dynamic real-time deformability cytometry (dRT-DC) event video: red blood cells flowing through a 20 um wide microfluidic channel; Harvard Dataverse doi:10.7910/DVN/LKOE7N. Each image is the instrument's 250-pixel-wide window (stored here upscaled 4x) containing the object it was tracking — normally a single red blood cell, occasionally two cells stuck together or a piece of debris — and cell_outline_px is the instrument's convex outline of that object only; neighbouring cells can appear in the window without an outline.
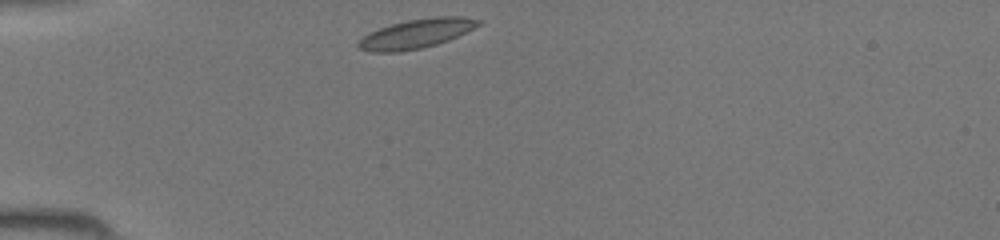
{"species": "common noctule bat (a hibernating species)", "species_latin": "Nyctalus noctula", "temperature_condition": "room temperature", "stored_images_in_passage": 34, "camera_frame_rate_fps": 3000, "um_per_image_px": 0.085, "animal": {"sex": "female", "body_mass_g": 19.5, "forearm_length_mm": 54.1}, "frame": {"image": 1, "passage_image": 1, "time_ms": 0.0, "image_size_px": [1000, 240], "cell_outline_px": [[484, 24], [448, 40], [436, 44], [420, 48], [400, 52], [372, 52], [360, 48], [356, 44], [368, 32], [392, 24], [408, 20], [432, 16], [464, 16], [484, 20]], "centroid_in_image_um": [35.46, 2.84], "position_along_channel_um": 49.5, "area_um2": 20.58}}
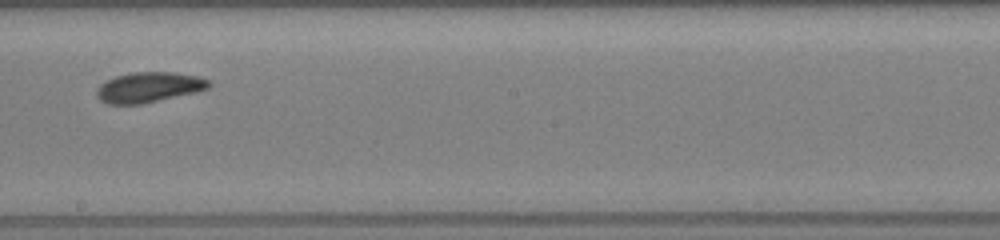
{"frame": {"image": 2, "passage_image": 15, "time_ms": 4.667, "image_size_px": [1000, 240], "cell_outline_px": [[212, 84], [208, 88], [196, 92], [140, 104], [108, 104], [100, 100], [96, 96], [96, 88], [104, 80], [116, 76], [132, 72], [172, 72], [196, 76], [208, 80]], "centroid_in_image_um": [12.6, 7.41], "position_along_channel_um": 235.6, "area_um2": 19.77}}
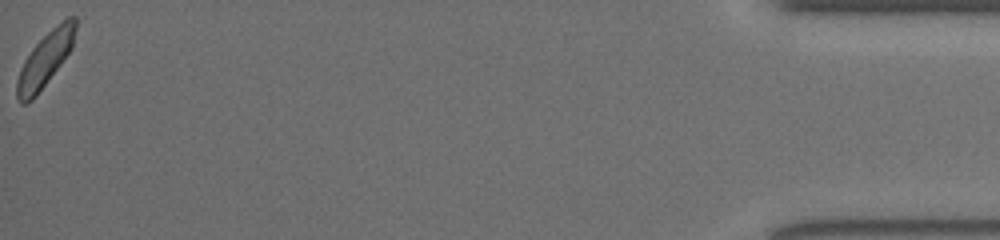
{"frame": {"image": 3, "passage_image": 34, "time_ms": 11.0, "image_size_px": [1000, 240], "cell_outline_px": [[76, 28], [72, 48], [36, 96], [32, 100], [24, 104], [20, 104], [16, 96], [16, 80], [20, 68], [24, 60], [32, 48], [56, 24], [68, 16], [76, 16]], "centroid_in_image_um": [3.82, 5.05], "position_along_channel_um": 431.4, "area_um2": 18.44}}